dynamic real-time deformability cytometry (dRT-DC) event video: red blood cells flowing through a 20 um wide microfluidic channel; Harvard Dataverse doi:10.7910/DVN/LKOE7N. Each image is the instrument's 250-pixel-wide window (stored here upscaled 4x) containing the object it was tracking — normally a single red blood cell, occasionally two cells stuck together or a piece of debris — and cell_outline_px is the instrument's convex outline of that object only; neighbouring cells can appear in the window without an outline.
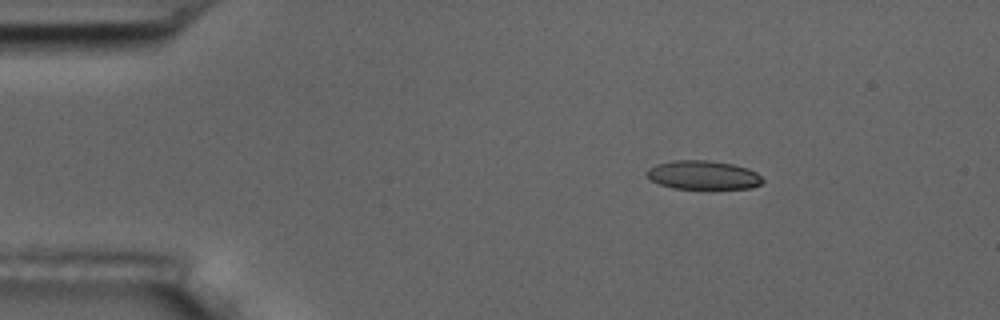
{"species": "common noctule bat (a hibernating species)", "species_latin": "Nyctalus noctula", "temperature_condition": "room temperature", "stored_images_in_passage": 49, "camera_frame_rate_fps": 3000, "um_per_image_px": 0.085, "animal": {"sex": "male", "body_mass_g": 17.5, "forearm_length_mm": 52.3}, "frame": {"image": 1, "passage_image": 1, "time_ms": 0.0, "image_size_px": [1000, 320], "cell_outline_px": [[764, 180], [760, 184], [752, 188], [712, 192], [672, 188], [660, 184], [652, 180], [644, 172], [648, 168], [656, 164], [672, 160], [712, 160], [732, 164], [748, 168], [756, 172]], "centroid_in_image_um": [59.79, 14.93], "position_along_channel_um": 25.2, "area_um2": 20.58}}
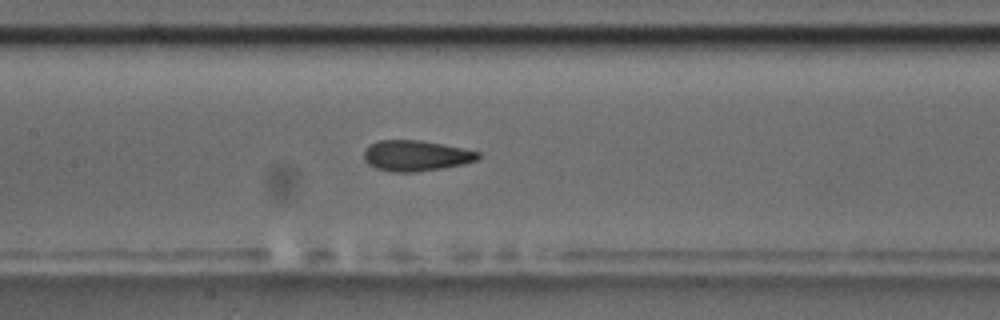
{"frame": {"image": 2, "passage_image": 19, "time_ms": 6.0, "image_size_px": [1000, 320], "cell_outline_px": [[480, 156], [476, 160], [464, 164], [444, 168], [416, 172], [392, 172], [376, 168], [368, 164], [364, 160], [364, 152], [368, 144], [380, 140], [420, 140], [480, 152]], "centroid_in_image_um": [35.32, 13.24], "position_along_channel_um": 172.1, "area_um2": 20.4}}
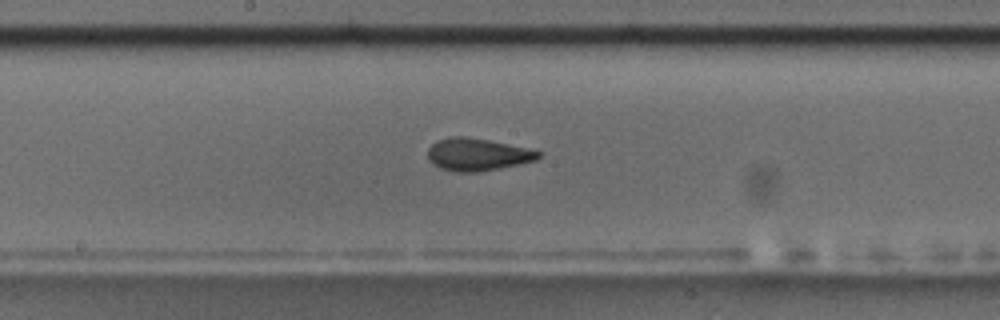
{"frame": {"image": 3, "passage_image": 22, "time_ms": 7.0, "image_size_px": [1000, 320], "cell_outline_px": [[544, 152], [536, 160], [476, 172], [456, 172], [440, 168], [432, 164], [428, 160], [428, 148], [436, 140], [452, 136], [464, 136], [488, 140]], "centroid_in_image_um": [40.52, 13.12], "position_along_channel_um": 207.7, "area_um2": 20.69}, "authors_computed_cell_mechanics": {"area_um2": 20.6924, "velocity_mm_per_s": 3.5772, "shape_relaxation_time_tau1_ms": 7.2871, "shape_relaxation_time_tau2_ms": 1.6164, "deformation_change_tau1": 0.1675, "deformation_change_tau2": 0.0778}}